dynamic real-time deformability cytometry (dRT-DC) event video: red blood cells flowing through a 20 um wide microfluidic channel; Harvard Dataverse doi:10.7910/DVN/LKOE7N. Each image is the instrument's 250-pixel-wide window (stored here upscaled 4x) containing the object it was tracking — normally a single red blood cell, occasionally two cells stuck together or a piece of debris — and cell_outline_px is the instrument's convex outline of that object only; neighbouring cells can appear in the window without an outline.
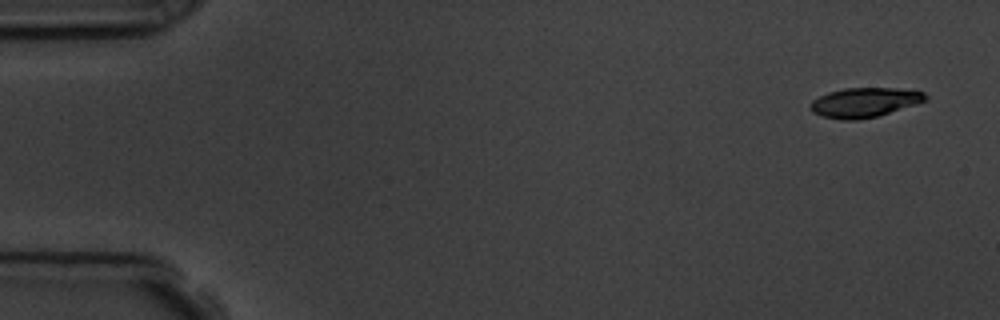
{"species": "common noctule bat (a hibernating species)", "species_latin": "Nyctalus noctula", "temperature_condition": "room temperature", "stored_images_in_passage": 5, "camera_frame_rate_fps": 3000, "um_per_image_px": 0.085, "animal": {"sex": "male", "body_mass_g": 19.5, "forearm_length_mm": 54.6}, "frame": {"image": 1, "passage_image": 1, "time_ms": 0.0, "image_size_px": [1000, 320], "cell_outline_px": [[928, 100], [916, 104], [876, 116], [856, 120], [840, 120], [820, 116], [812, 112], [812, 100], [828, 92], [844, 88], [896, 88], [924, 92], [928, 96]], "centroid_in_image_um": [73.48, 8.7], "position_along_channel_um": 11.5, "area_um2": 19.71}}
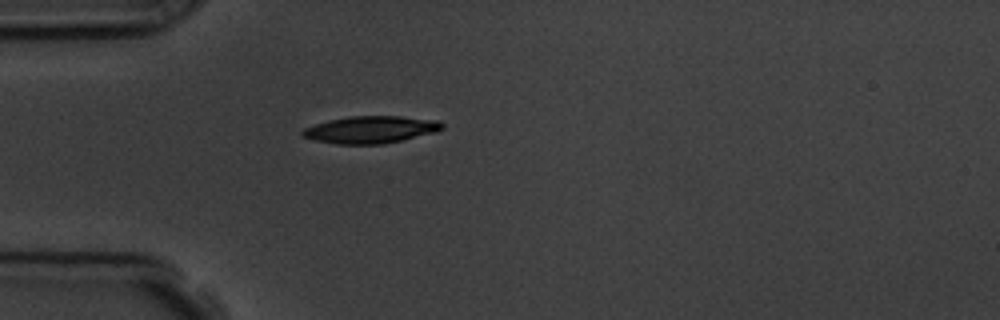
{"frame": {"image": 2, "passage_image": 5, "time_ms": 4.333, "image_size_px": [1000, 320], "cell_outline_px": [[444, 128], [436, 132], [384, 144], [336, 144], [312, 140], [300, 136], [300, 132], [304, 128], [328, 120], [348, 116], [400, 116], [440, 120], [444, 124]], "centroid_in_image_um": [31.5, 11.02], "position_along_channel_um": 53.5, "area_um2": 22.37}}